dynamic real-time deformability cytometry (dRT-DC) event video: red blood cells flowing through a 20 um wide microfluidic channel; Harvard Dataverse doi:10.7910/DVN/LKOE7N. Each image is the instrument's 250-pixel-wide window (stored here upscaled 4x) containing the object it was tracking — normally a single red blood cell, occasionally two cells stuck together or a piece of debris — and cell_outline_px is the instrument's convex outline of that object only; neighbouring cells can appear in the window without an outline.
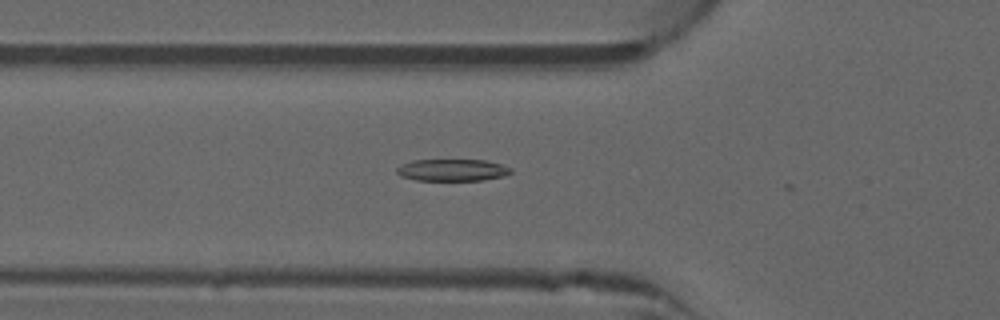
{"species": "common noctule bat (a hibernating species)", "species_latin": "Nyctalus noctula", "temperature_condition": "warm", "stored_images_in_passage": 11, "camera_frame_rate_fps": 3000, "um_per_image_px": 0.085, "animal": {"sex": "male", "forearm_length_mm": 52.5}, "frame": {"image": 1, "passage_image": 7, "time_ms": 2.0, "image_size_px": [1000, 320], "cell_outline_px": [[512, 172], [504, 176], [484, 180], [416, 180], [400, 176], [396, 172], [396, 168], [412, 160], [484, 160], [504, 164], [512, 168]], "centroid_in_image_um": [38.49, 14.45], "position_along_channel_um": 87.3, "area_um2": 14.62}}
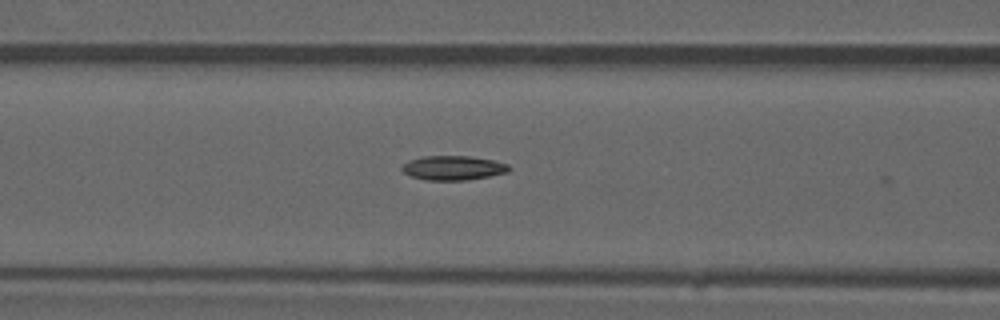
{"frame": {"image": 2, "passage_image": 10, "time_ms": 3.0, "image_size_px": [1000, 320], "cell_outline_px": [[512, 168], [508, 172], [468, 180], [424, 180], [412, 176], [404, 172], [400, 168], [408, 160], [424, 156], [472, 156], [492, 160], [508, 164]], "centroid_in_image_um": [38.53, 14.27], "position_along_channel_um": 128.1, "area_um2": 15.2}}